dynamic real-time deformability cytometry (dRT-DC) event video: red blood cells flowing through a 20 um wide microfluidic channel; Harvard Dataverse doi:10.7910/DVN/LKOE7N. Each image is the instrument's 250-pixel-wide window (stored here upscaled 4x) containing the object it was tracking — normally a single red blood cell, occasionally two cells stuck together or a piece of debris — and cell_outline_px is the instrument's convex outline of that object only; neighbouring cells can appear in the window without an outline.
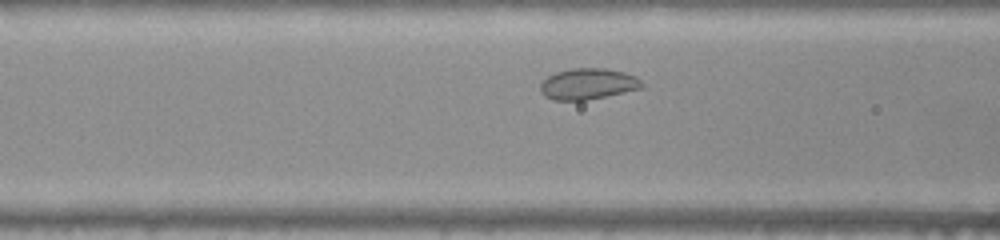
{"species": "common noctule bat (a hibernating species)", "species_latin": "Nyctalus noctula", "temperature_condition": "warm", "stored_images_in_passage": 28, "camera_frame_rate_fps": 3000, "um_per_image_px": 0.085, "animal": {"sex": "female", "body_mass_g": 22.0, "forearm_length_mm": 56.7}, "frame": {"image": 1, "passage_image": 5, "time_ms": 1.333, "image_size_px": [1000, 240], "cell_outline_px": [[644, 88], [584, 100], [552, 100], [544, 96], [540, 92], [540, 84], [548, 76], [556, 72], [572, 68], [604, 68], [624, 72], [636, 76], [644, 84]], "centroid_in_image_um": [49.97, 7.13], "position_along_channel_um": 116.6, "area_um2": 18.38}}
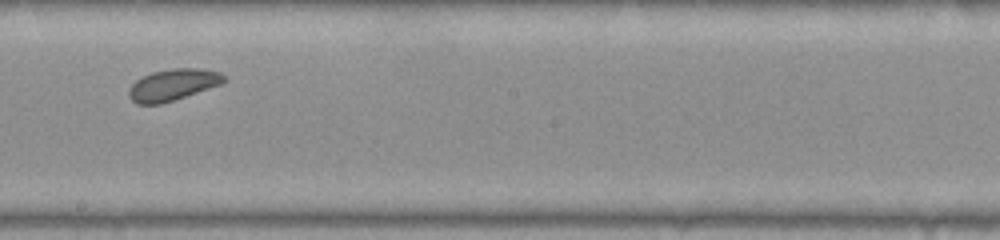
{"frame": {"image": 2, "passage_image": 14, "time_ms": 4.333, "image_size_px": [1000, 240], "cell_outline_px": [[224, 80], [220, 84], [160, 104], [136, 104], [128, 96], [128, 88], [136, 80], [152, 72], [172, 68], [200, 68], [220, 72], [224, 76]], "centroid_in_image_um": [14.64, 7.2], "position_along_channel_um": 233.6, "area_um2": 17.17}}
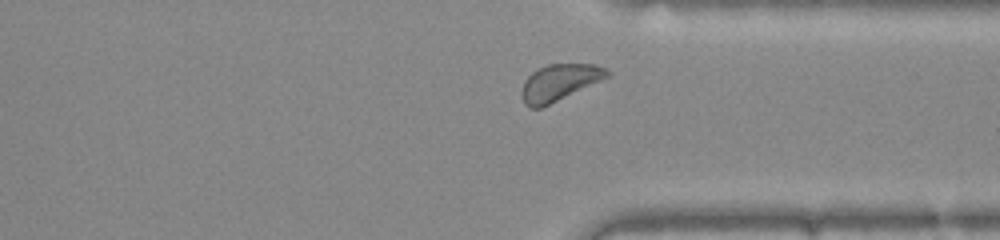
{"frame": {"image": 3, "passage_image": 24, "time_ms": 7.667, "image_size_px": [1000, 240], "cell_outline_px": [[612, 76], [540, 108], [528, 108], [524, 104], [524, 84], [528, 76], [532, 72], [548, 64], [596, 64], [608, 68], [612, 72]], "centroid_in_image_um": [47.65, 6.99], "position_along_channel_um": 363.7, "area_um2": 18.03}, "authors_computed_cell_mechanics": {"area_um2": 17.8891, "velocity_mm_per_s": 3.912, "shape_relaxation_time_tau1_ms": null, "shape_relaxation_time_tau2_ms": 4.0559, "deformation_change_tau1": null, "deformation_change_tau2": 0.0623}}